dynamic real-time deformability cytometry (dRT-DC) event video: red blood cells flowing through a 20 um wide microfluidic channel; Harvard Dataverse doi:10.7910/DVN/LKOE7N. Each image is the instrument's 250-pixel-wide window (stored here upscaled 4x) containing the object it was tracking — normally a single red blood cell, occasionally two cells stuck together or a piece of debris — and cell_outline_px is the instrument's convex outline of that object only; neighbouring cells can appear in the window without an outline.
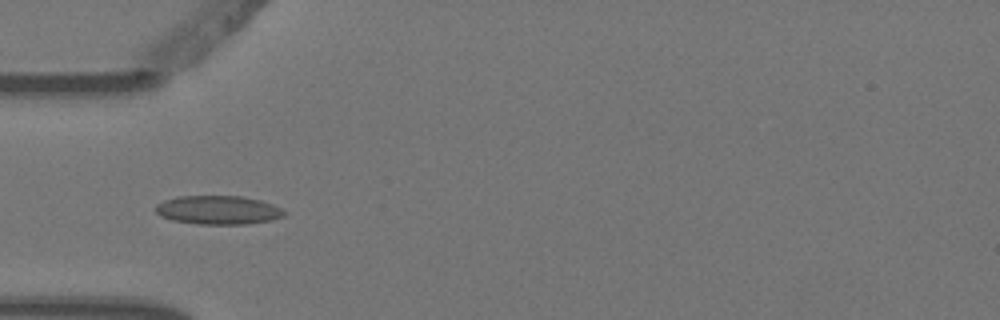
{"species": "Egyptian fruit bat (a non-hibernating species)", "species_latin": "Rousettus aegyptiacus", "temperature_condition": "warm", "stored_images_in_passage": 8, "camera_frame_rate_fps": 3000, "um_per_image_px": 0.085, "animal": {"sex": "female"}, "frame": {"image": 1, "passage_image": 5, "time_ms": 1.333, "image_size_px": [1000, 320], "cell_outline_px": [[288, 212], [284, 216], [272, 220], [248, 224], [196, 224], [172, 220], [160, 216], [156, 212], [156, 204], [164, 200], [176, 196], [240, 196], [260, 200], [272, 204]], "centroid_in_image_um": [18.54, 17.85], "position_along_channel_um": 66.5, "area_um2": 21.68}}
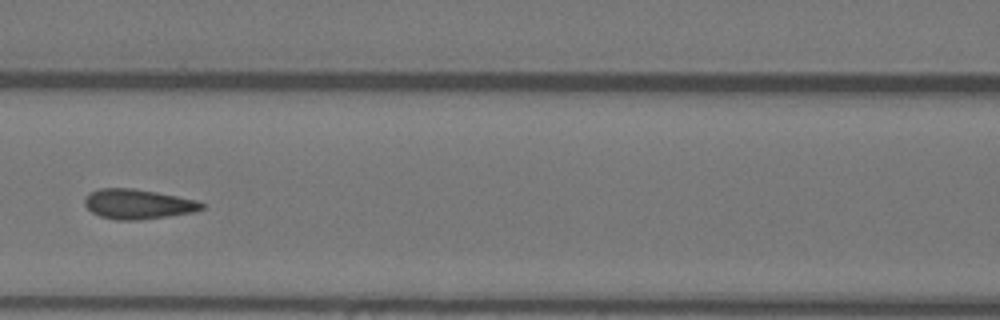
{"frame": {"image": 2, "passage_image": 7, "time_ms": 2.0, "image_size_px": [1000, 320], "cell_outline_px": [[204, 208], [192, 212], [168, 216], [140, 220], [116, 220], [100, 216], [92, 212], [84, 204], [84, 200], [92, 192], [100, 188], [132, 188], [156, 192], [200, 200], [204, 204]], "centroid_in_image_um": [11.75, 17.35], "position_along_channel_um": 154.8, "area_um2": 20.29}}
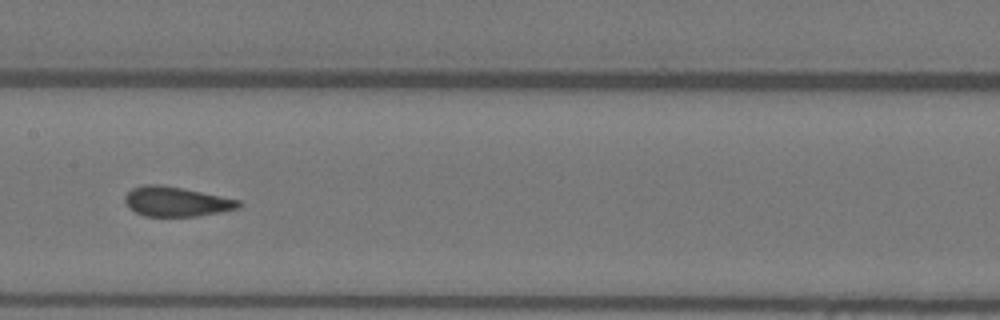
{"frame": {"image": 3, "passage_image": 8, "time_ms": 2.333, "image_size_px": [1000, 320], "cell_outline_px": [[240, 208], [220, 212], [196, 216], [144, 216], [128, 208], [124, 200], [124, 196], [132, 188], [144, 184], [160, 184], [184, 188], [240, 200]], "centroid_in_image_um": [14.96, 17.13], "position_along_channel_um": 192.4, "area_um2": 19.77}}